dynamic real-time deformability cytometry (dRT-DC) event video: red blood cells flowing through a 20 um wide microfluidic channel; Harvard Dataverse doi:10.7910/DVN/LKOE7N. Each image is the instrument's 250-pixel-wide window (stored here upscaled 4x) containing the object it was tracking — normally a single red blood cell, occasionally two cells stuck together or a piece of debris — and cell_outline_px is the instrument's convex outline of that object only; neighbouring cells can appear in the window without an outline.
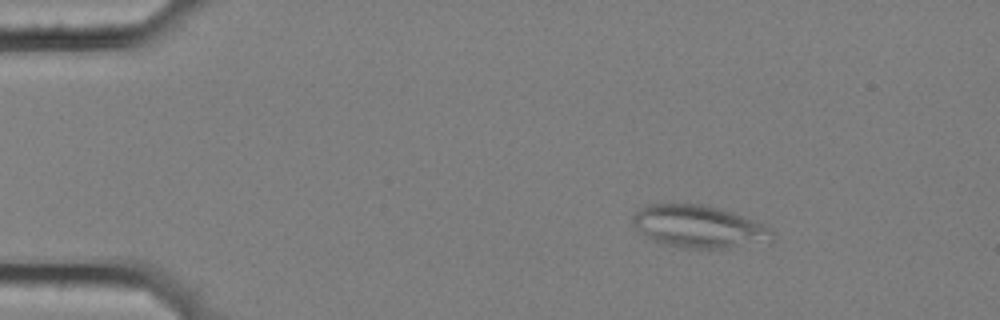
{"species": "common noctule bat (a hibernating species)", "species_latin": "Nyctalus noctula", "temperature_condition": "cold", "stored_images_in_passage": 50, "segment_of_instrument_passage": [1, 2], "camera_frame_rate_fps": 3000, "um_per_image_px": 0.085, "animal": {"sex": "female", "body_mass_g": 25.1}, "frame": {"image": 1, "passage_image": 1, "time_ms": 0.0, "image_size_px": [1000, 320], "cell_outline_px": [[776, 240], [728, 248], [680, 248], [664, 244], [652, 240], [644, 236], [632, 224], [632, 216], [640, 208], [648, 204], [708, 204], [732, 212], [752, 220], [768, 228], [772, 232]], "centroid_in_image_um": [59.36, 19.26], "position_along_channel_um": 25.6, "area_um2": 34.51}}